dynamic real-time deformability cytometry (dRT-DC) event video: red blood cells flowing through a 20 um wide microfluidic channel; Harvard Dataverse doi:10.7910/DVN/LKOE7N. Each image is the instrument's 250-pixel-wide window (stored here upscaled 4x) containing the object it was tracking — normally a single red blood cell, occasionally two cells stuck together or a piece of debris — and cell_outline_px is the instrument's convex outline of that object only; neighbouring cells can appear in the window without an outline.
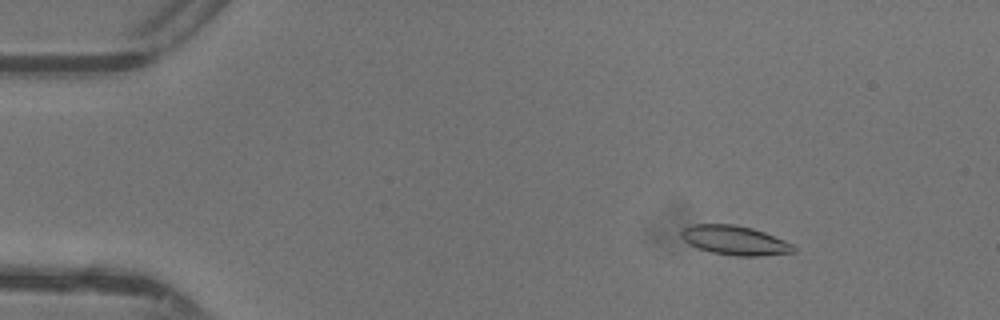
{"species": "common noctule bat (a hibernating species)", "species_latin": "Nyctalus noctula", "temperature_condition": "warm", "stored_images_in_passage": 47, "camera_frame_rate_fps": 3000, "um_per_image_px": 0.085, "animal": {"sex": "female"}, "frame": {"image": 1, "passage_image": 6, "time_ms": 1.667, "image_size_px": [1000, 320], "cell_outline_px": [[796, 252], [756, 256], [736, 256], [712, 252], [696, 248], [688, 244], [680, 236], [680, 232], [684, 228], [692, 224], [736, 224], [752, 228], [764, 232], [784, 240], [792, 244], [796, 248]], "centroid_in_image_um": [62.43, 20.42], "position_along_channel_um": 22.6, "area_um2": 19.25}}
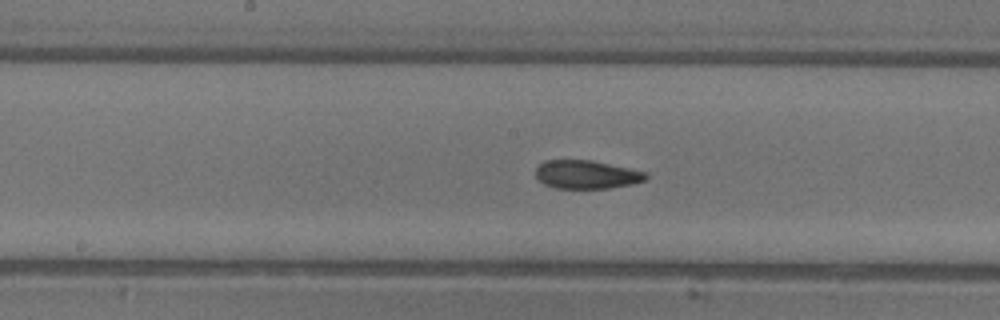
{"frame": {"image": 2, "passage_image": 24, "time_ms": 7.667, "image_size_px": [1000, 320], "cell_outline_px": [[648, 176], [644, 180], [632, 184], [608, 188], [556, 188], [544, 184], [536, 176], [536, 168], [544, 160], [592, 160], [648, 172]], "centroid_in_image_um": [49.87, 14.83], "position_along_channel_um": 198.3, "area_um2": 18.21}}
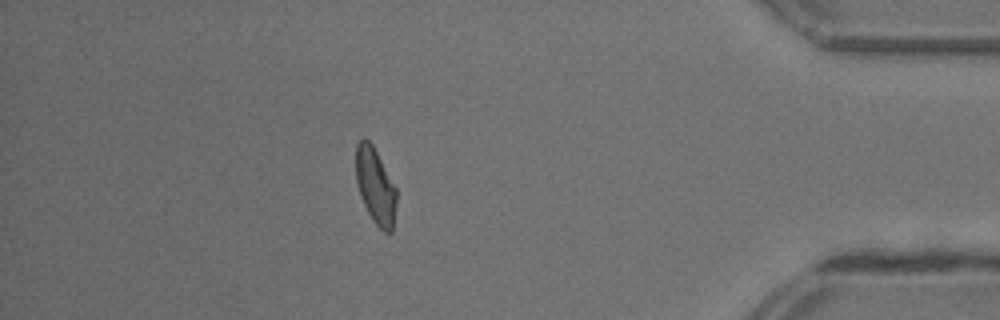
{"frame": {"image": 3, "passage_image": 41, "time_ms": 13.333, "image_size_px": [1000, 320], "cell_outline_px": [[396, 200], [392, 232], [384, 232], [372, 220], [360, 196], [356, 180], [356, 144], [360, 140], [368, 140], [372, 144], [396, 188]], "centroid_in_image_um": [31.9, 15.82], "position_along_channel_um": 403.3, "area_um2": 17.63}, "authors_computed_cell_mechanics": {"area_um2": 18.7272, "velocity_mm_per_s": 4.397, "shape_relaxation_time_tau1_ms": 4.8814, "shape_relaxation_time_tau2_ms": 2.0973, "deformation_change_tau1": 0.1697, "deformation_change_tau2": 0.0905}}